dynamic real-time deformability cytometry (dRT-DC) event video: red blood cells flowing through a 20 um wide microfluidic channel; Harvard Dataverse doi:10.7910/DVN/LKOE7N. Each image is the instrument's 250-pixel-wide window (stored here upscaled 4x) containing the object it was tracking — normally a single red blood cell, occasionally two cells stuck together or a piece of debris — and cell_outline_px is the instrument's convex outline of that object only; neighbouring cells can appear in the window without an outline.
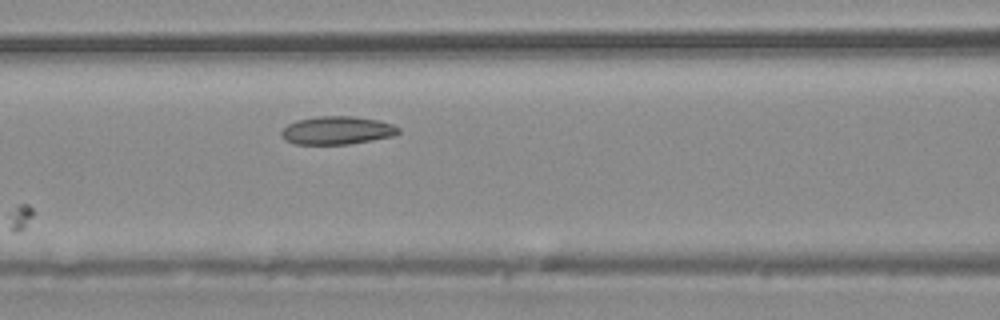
{"species": "common noctule bat (a hibernating species)", "species_latin": "Nyctalus noctula", "temperature_condition": "warm", "stored_images_in_passage": 5, "segment_of_instrument_passage": [1, 2], "camera_frame_rate_fps": 3000, "um_per_image_px": 0.085, "animal": {"sex": "male", "body_mass_g": 20.4}, "frame": {"image": 1, "passage_image": 4, "time_ms": 3.333, "image_size_px": [1000, 320], "cell_outline_px": [[400, 132], [392, 136], [372, 140], [348, 144], [296, 144], [284, 140], [280, 136], [280, 132], [288, 124], [296, 120], [316, 116], [352, 116], [380, 120], [392, 124], [400, 128]], "centroid_in_image_um": [28.63, 11.08], "position_along_channel_um": 138.0, "area_um2": 19.31}}